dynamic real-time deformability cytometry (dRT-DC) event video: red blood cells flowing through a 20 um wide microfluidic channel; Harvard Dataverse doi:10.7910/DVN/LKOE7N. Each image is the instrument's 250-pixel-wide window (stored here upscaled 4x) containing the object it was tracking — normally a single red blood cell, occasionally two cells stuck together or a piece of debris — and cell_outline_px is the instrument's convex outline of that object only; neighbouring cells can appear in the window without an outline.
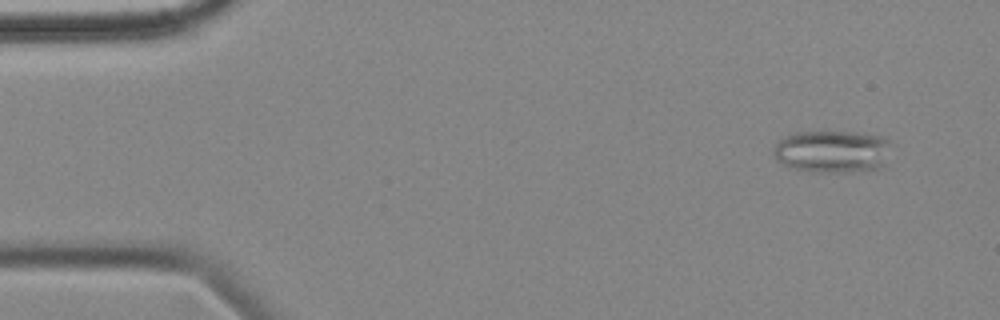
{"species": "common noctule bat (a hibernating species)", "species_latin": "Nyctalus noctula", "temperature_condition": "cold", "stored_images_in_passage": 56, "camera_frame_rate_fps": 3000, "um_per_image_px": 0.085, "animal": {"sex": "female", "body_mass_g": 18.4}, "frame": {"image": 1, "passage_image": 4, "time_ms": 1.0, "image_size_px": [1000, 320], "cell_outline_px": [[888, 140], [884, 168], [852, 172], [812, 172], [796, 168], [784, 164], [776, 160], [772, 156], [772, 152], [776, 144], [784, 136], [796, 132], [856, 132], [884, 136]], "centroid_in_image_um": [70.72, 12.88], "position_along_channel_um": 14.3, "area_um2": 29.13}}
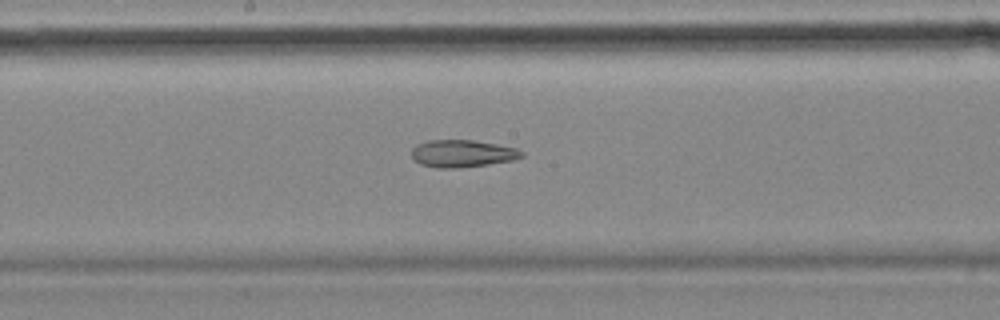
{"frame": {"image": 2, "passage_image": 29, "time_ms": 9.333, "image_size_px": [1000, 320], "cell_outline_px": [[524, 156], [512, 160], [488, 164], [456, 168], [436, 168], [420, 164], [412, 156], [412, 148], [416, 144], [428, 140], [472, 140], [496, 144], [516, 148], [524, 152]], "centroid_in_image_um": [39.28, 13.04], "position_along_channel_um": 208.9, "area_um2": 17.46}}
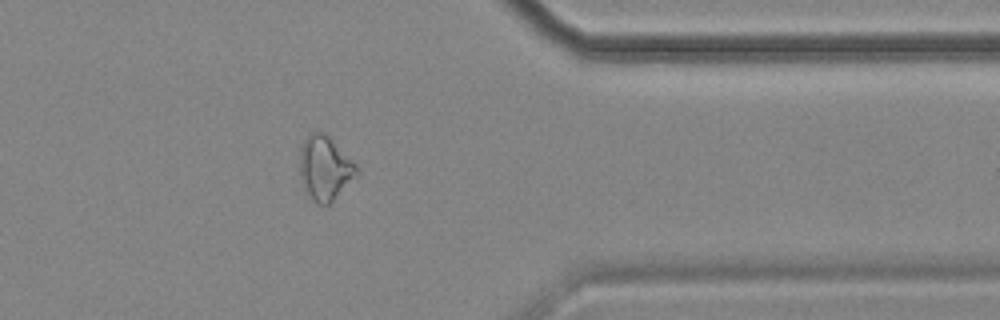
{"frame": {"image": 3, "passage_image": 45, "time_ms": 14.667, "image_size_px": [1000, 320], "cell_outline_px": [[360, 172], [328, 204], [316, 204], [312, 200], [304, 184], [300, 172], [300, 148], [304, 140], [312, 132], [324, 132], [356, 164]], "centroid_in_image_um": [27.62, 14.27], "position_along_channel_um": 383.8, "area_um2": 20.69}, "authors_computed_cell_mechanics": {"area_um2": 22.3975, "velocity_mm_per_s": 3.5382, "shape_relaxation_time_tau1_ms": null, "shape_relaxation_time_tau2_ms": 4.6228, "deformation_change_tau1": null, "deformation_change_tau2": 0.1374}}